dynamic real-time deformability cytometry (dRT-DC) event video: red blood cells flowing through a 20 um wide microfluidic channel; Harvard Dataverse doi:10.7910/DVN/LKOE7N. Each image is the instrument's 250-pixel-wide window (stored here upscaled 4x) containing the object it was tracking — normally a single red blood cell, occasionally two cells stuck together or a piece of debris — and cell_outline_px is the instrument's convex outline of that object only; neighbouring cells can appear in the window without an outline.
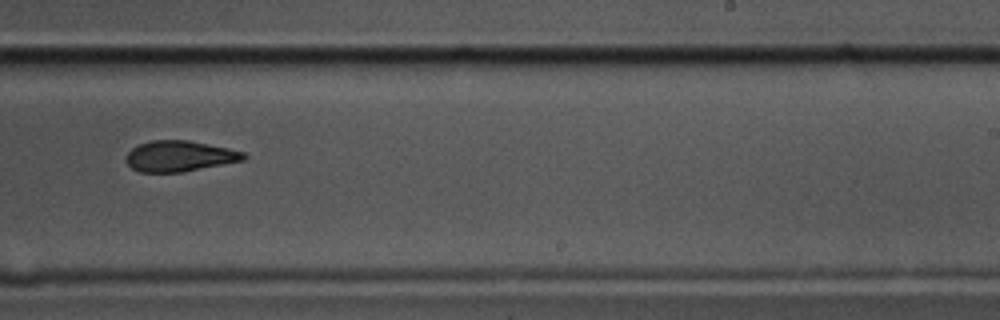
{"species": "common noctule bat (a hibernating species)", "species_latin": "Nyctalus noctula", "temperature_condition": "cold", "stored_images_in_passage": 12, "camera_frame_rate_fps": 3000, "um_per_image_px": 0.085, "animal": {"sex": "male", "body_mass_g": 17.5, "forearm_length_mm": 52.3}, "frame": {"image": 1, "passage_image": 7, "time_ms": 2.0, "image_size_px": [1000, 320], "cell_outline_px": [[248, 156], [244, 160], [184, 172], [140, 172], [132, 168], [124, 160], [128, 152], [132, 148], [140, 144], [152, 140], [188, 140], [228, 148], [244, 152]], "centroid_in_image_um": [15.26, 13.27], "position_along_channel_um": 273.7, "area_um2": 21.1}}
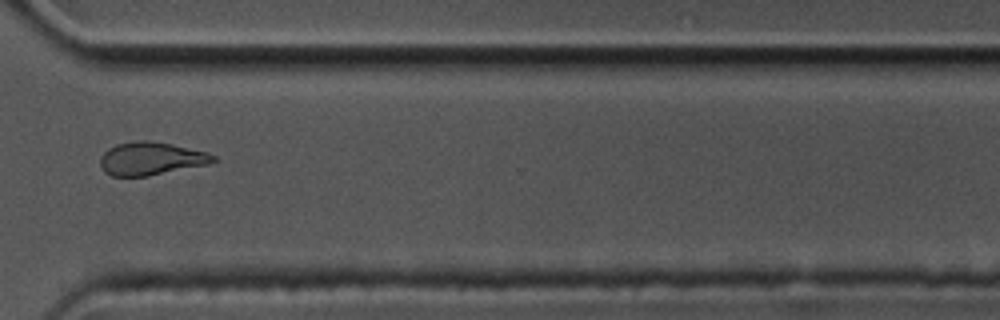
{"frame": {"image": 2, "passage_image": 9, "time_ms": 2.667, "image_size_px": [1000, 320], "cell_outline_px": [[216, 160], [208, 164], [148, 176], [112, 176], [104, 172], [100, 164], [100, 156], [108, 148], [116, 144], [140, 140], [148, 140], [172, 144], [208, 152], [216, 156]], "centroid_in_image_um": [12.82, 13.48], "position_along_channel_um": 357.8, "area_um2": 21.79}}
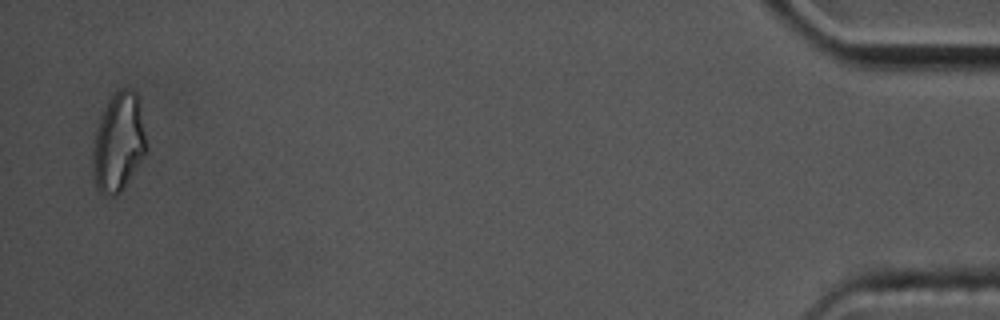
{"frame": {"image": 3, "passage_image": 12, "time_ms": 3.667, "image_size_px": [1000, 320], "cell_outline_px": [[148, 148], [120, 192], [112, 196], [104, 196], [100, 192], [92, 176], [92, 156], [96, 128], [112, 96], [120, 88], [128, 88], [136, 92], [140, 104], [148, 144]], "centroid_in_image_um": [10.08, 12.11], "position_along_channel_um": 425.1, "area_um2": 30.52}}